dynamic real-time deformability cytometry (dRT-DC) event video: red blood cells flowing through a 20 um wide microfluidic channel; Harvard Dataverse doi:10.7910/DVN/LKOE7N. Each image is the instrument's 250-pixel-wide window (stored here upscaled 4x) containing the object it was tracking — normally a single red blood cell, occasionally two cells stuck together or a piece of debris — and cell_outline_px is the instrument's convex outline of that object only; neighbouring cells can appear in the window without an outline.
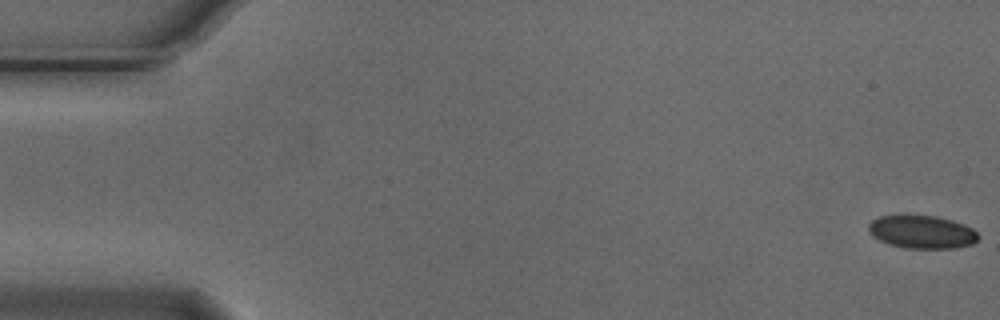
{"species": "Egyptian fruit bat (a non-hibernating species)", "species_latin": "Rousettus aegyptiacus", "temperature_condition": "cold", "stored_images_in_passage": 5, "camera_frame_rate_fps": 3000, "um_per_image_px": 0.085, "animal": {"sex": "male"}, "frame": {"image": 1, "passage_image": 1, "time_ms": 0.0, "image_size_px": [1000, 320], "cell_outline_px": [[980, 236], [972, 244], [956, 248], [904, 248], [888, 244], [872, 236], [868, 232], [868, 224], [872, 220], [880, 216], [900, 212], [908, 212], [936, 216], [952, 220], [964, 224], [972, 228]], "centroid_in_image_um": [78.3, 19.66], "position_along_channel_um": 6.7, "area_um2": 22.02}}
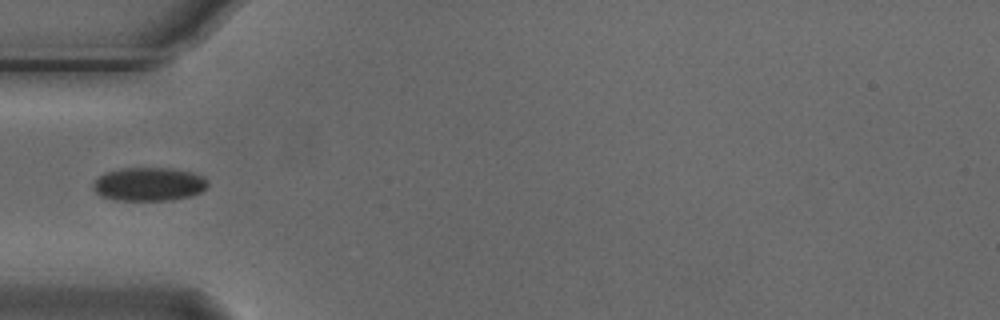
{"frame": {"image": 2, "passage_image": 5, "time_ms": 1.333, "image_size_px": [1000, 320], "cell_outline_px": [[208, 184], [200, 192], [192, 196], [172, 200], [116, 200], [100, 196], [92, 188], [92, 184], [104, 172], [120, 168], [172, 168], [192, 172], [204, 176], [208, 180]], "centroid_in_image_um": [12.66, 15.65], "position_along_channel_um": 72.3, "area_um2": 22.6}}